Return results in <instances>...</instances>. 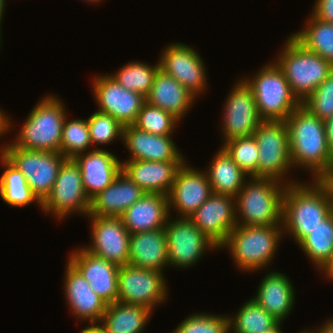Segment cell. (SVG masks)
<instances>
[{"label":"cell","instance_id":"cell-21","mask_svg":"<svg viewBox=\"0 0 333 333\" xmlns=\"http://www.w3.org/2000/svg\"><path fill=\"white\" fill-rule=\"evenodd\" d=\"M80 167L82 184L91 200L108 187L122 171V162L108 150L94 148L74 158Z\"/></svg>","mask_w":333,"mask_h":333},{"label":"cell","instance_id":"cell-36","mask_svg":"<svg viewBox=\"0 0 333 333\" xmlns=\"http://www.w3.org/2000/svg\"><path fill=\"white\" fill-rule=\"evenodd\" d=\"M92 147L87 119L68 120L62 128L60 153L65 158H74L77 154L87 152Z\"/></svg>","mask_w":333,"mask_h":333},{"label":"cell","instance_id":"cell-4","mask_svg":"<svg viewBox=\"0 0 333 333\" xmlns=\"http://www.w3.org/2000/svg\"><path fill=\"white\" fill-rule=\"evenodd\" d=\"M283 234L282 225H236L219 250L225 247L230 251L239 271L253 273L270 265Z\"/></svg>","mask_w":333,"mask_h":333},{"label":"cell","instance_id":"cell-29","mask_svg":"<svg viewBox=\"0 0 333 333\" xmlns=\"http://www.w3.org/2000/svg\"><path fill=\"white\" fill-rule=\"evenodd\" d=\"M152 313L146 307L116 301L107 304L98 326L104 333H142Z\"/></svg>","mask_w":333,"mask_h":333},{"label":"cell","instance_id":"cell-52","mask_svg":"<svg viewBox=\"0 0 333 333\" xmlns=\"http://www.w3.org/2000/svg\"><path fill=\"white\" fill-rule=\"evenodd\" d=\"M299 333H310V332L308 329L307 330L305 329L304 331L302 330V332L300 331Z\"/></svg>","mask_w":333,"mask_h":333},{"label":"cell","instance_id":"cell-14","mask_svg":"<svg viewBox=\"0 0 333 333\" xmlns=\"http://www.w3.org/2000/svg\"><path fill=\"white\" fill-rule=\"evenodd\" d=\"M166 46L160 55V69L198 98L208 84L203 59L194 48L184 43L174 42Z\"/></svg>","mask_w":333,"mask_h":333},{"label":"cell","instance_id":"cell-1","mask_svg":"<svg viewBox=\"0 0 333 333\" xmlns=\"http://www.w3.org/2000/svg\"><path fill=\"white\" fill-rule=\"evenodd\" d=\"M293 169L303 168L314 178L333 165L326 143L324 122L300 105L285 120Z\"/></svg>","mask_w":333,"mask_h":333},{"label":"cell","instance_id":"cell-38","mask_svg":"<svg viewBox=\"0 0 333 333\" xmlns=\"http://www.w3.org/2000/svg\"><path fill=\"white\" fill-rule=\"evenodd\" d=\"M178 123L172 114L145 101L133 125L155 135H172Z\"/></svg>","mask_w":333,"mask_h":333},{"label":"cell","instance_id":"cell-25","mask_svg":"<svg viewBox=\"0 0 333 333\" xmlns=\"http://www.w3.org/2000/svg\"><path fill=\"white\" fill-rule=\"evenodd\" d=\"M144 194L122 170L108 187L91 199L87 216L120 217Z\"/></svg>","mask_w":333,"mask_h":333},{"label":"cell","instance_id":"cell-40","mask_svg":"<svg viewBox=\"0 0 333 333\" xmlns=\"http://www.w3.org/2000/svg\"><path fill=\"white\" fill-rule=\"evenodd\" d=\"M227 315L194 313L177 326L172 333H229Z\"/></svg>","mask_w":333,"mask_h":333},{"label":"cell","instance_id":"cell-31","mask_svg":"<svg viewBox=\"0 0 333 333\" xmlns=\"http://www.w3.org/2000/svg\"><path fill=\"white\" fill-rule=\"evenodd\" d=\"M1 166L5 169L0 177V197L3 202L11 207H24L37 203L42 208V203L30 189L26 178L2 154Z\"/></svg>","mask_w":333,"mask_h":333},{"label":"cell","instance_id":"cell-51","mask_svg":"<svg viewBox=\"0 0 333 333\" xmlns=\"http://www.w3.org/2000/svg\"><path fill=\"white\" fill-rule=\"evenodd\" d=\"M83 1H85V0H83ZM86 1H88V3H90V4H91V2L92 3H99V2H101V0H86Z\"/></svg>","mask_w":333,"mask_h":333},{"label":"cell","instance_id":"cell-8","mask_svg":"<svg viewBox=\"0 0 333 333\" xmlns=\"http://www.w3.org/2000/svg\"><path fill=\"white\" fill-rule=\"evenodd\" d=\"M1 154L21 171L41 203L50 195L61 164L67 159L60 152L26 150L11 142L0 147Z\"/></svg>","mask_w":333,"mask_h":333},{"label":"cell","instance_id":"cell-11","mask_svg":"<svg viewBox=\"0 0 333 333\" xmlns=\"http://www.w3.org/2000/svg\"><path fill=\"white\" fill-rule=\"evenodd\" d=\"M164 277L162 272L155 270L130 264L120 266L117 301L143 306L153 312L154 308L168 299L167 281Z\"/></svg>","mask_w":333,"mask_h":333},{"label":"cell","instance_id":"cell-15","mask_svg":"<svg viewBox=\"0 0 333 333\" xmlns=\"http://www.w3.org/2000/svg\"><path fill=\"white\" fill-rule=\"evenodd\" d=\"M93 96L98 111L111 115L121 125H133L146 98L141 94L128 91L109 74L98 75L92 82Z\"/></svg>","mask_w":333,"mask_h":333},{"label":"cell","instance_id":"cell-41","mask_svg":"<svg viewBox=\"0 0 333 333\" xmlns=\"http://www.w3.org/2000/svg\"><path fill=\"white\" fill-rule=\"evenodd\" d=\"M301 105L322 120L333 115V72Z\"/></svg>","mask_w":333,"mask_h":333},{"label":"cell","instance_id":"cell-5","mask_svg":"<svg viewBox=\"0 0 333 333\" xmlns=\"http://www.w3.org/2000/svg\"><path fill=\"white\" fill-rule=\"evenodd\" d=\"M65 109L57 95H46L30 111L12 144L26 150L60 152Z\"/></svg>","mask_w":333,"mask_h":333},{"label":"cell","instance_id":"cell-35","mask_svg":"<svg viewBox=\"0 0 333 333\" xmlns=\"http://www.w3.org/2000/svg\"><path fill=\"white\" fill-rule=\"evenodd\" d=\"M159 68V61L154 66L141 61L128 62L110 76L128 91L137 92L146 98Z\"/></svg>","mask_w":333,"mask_h":333},{"label":"cell","instance_id":"cell-50","mask_svg":"<svg viewBox=\"0 0 333 333\" xmlns=\"http://www.w3.org/2000/svg\"><path fill=\"white\" fill-rule=\"evenodd\" d=\"M281 326L282 322H278L273 328L263 331L262 333H283V331H281Z\"/></svg>","mask_w":333,"mask_h":333},{"label":"cell","instance_id":"cell-48","mask_svg":"<svg viewBox=\"0 0 333 333\" xmlns=\"http://www.w3.org/2000/svg\"><path fill=\"white\" fill-rule=\"evenodd\" d=\"M79 333H104L98 325H87L86 328L82 329Z\"/></svg>","mask_w":333,"mask_h":333},{"label":"cell","instance_id":"cell-22","mask_svg":"<svg viewBox=\"0 0 333 333\" xmlns=\"http://www.w3.org/2000/svg\"><path fill=\"white\" fill-rule=\"evenodd\" d=\"M171 135H155L134 125L123 127L122 141L130 156L125 161L184 160Z\"/></svg>","mask_w":333,"mask_h":333},{"label":"cell","instance_id":"cell-27","mask_svg":"<svg viewBox=\"0 0 333 333\" xmlns=\"http://www.w3.org/2000/svg\"><path fill=\"white\" fill-rule=\"evenodd\" d=\"M254 301L279 322H284L295 304V289L290 279L275 270L265 274Z\"/></svg>","mask_w":333,"mask_h":333},{"label":"cell","instance_id":"cell-3","mask_svg":"<svg viewBox=\"0 0 333 333\" xmlns=\"http://www.w3.org/2000/svg\"><path fill=\"white\" fill-rule=\"evenodd\" d=\"M284 184L272 178L248 177L235 197L236 224L282 225Z\"/></svg>","mask_w":333,"mask_h":333},{"label":"cell","instance_id":"cell-34","mask_svg":"<svg viewBox=\"0 0 333 333\" xmlns=\"http://www.w3.org/2000/svg\"><path fill=\"white\" fill-rule=\"evenodd\" d=\"M228 320L229 331L234 333H262L279 322L253 298L244 302L234 317L228 315Z\"/></svg>","mask_w":333,"mask_h":333},{"label":"cell","instance_id":"cell-33","mask_svg":"<svg viewBox=\"0 0 333 333\" xmlns=\"http://www.w3.org/2000/svg\"><path fill=\"white\" fill-rule=\"evenodd\" d=\"M320 271L333 256V212L298 244Z\"/></svg>","mask_w":333,"mask_h":333},{"label":"cell","instance_id":"cell-28","mask_svg":"<svg viewBox=\"0 0 333 333\" xmlns=\"http://www.w3.org/2000/svg\"><path fill=\"white\" fill-rule=\"evenodd\" d=\"M195 97L187 88L159 68L146 101L181 121L180 119L188 113V110L190 111L194 101L197 100Z\"/></svg>","mask_w":333,"mask_h":333},{"label":"cell","instance_id":"cell-24","mask_svg":"<svg viewBox=\"0 0 333 333\" xmlns=\"http://www.w3.org/2000/svg\"><path fill=\"white\" fill-rule=\"evenodd\" d=\"M168 196L145 193L120 216L130 234L162 229L170 217Z\"/></svg>","mask_w":333,"mask_h":333},{"label":"cell","instance_id":"cell-20","mask_svg":"<svg viewBox=\"0 0 333 333\" xmlns=\"http://www.w3.org/2000/svg\"><path fill=\"white\" fill-rule=\"evenodd\" d=\"M65 268L63 290L70 312L76 319L86 321L90 325H98L107 303L95 293L90 283L69 261Z\"/></svg>","mask_w":333,"mask_h":333},{"label":"cell","instance_id":"cell-43","mask_svg":"<svg viewBox=\"0 0 333 333\" xmlns=\"http://www.w3.org/2000/svg\"><path fill=\"white\" fill-rule=\"evenodd\" d=\"M312 10L316 18L333 23V0H315Z\"/></svg>","mask_w":333,"mask_h":333},{"label":"cell","instance_id":"cell-23","mask_svg":"<svg viewBox=\"0 0 333 333\" xmlns=\"http://www.w3.org/2000/svg\"><path fill=\"white\" fill-rule=\"evenodd\" d=\"M185 160L124 161L122 170L145 193H170L176 172Z\"/></svg>","mask_w":333,"mask_h":333},{"label":"cell","instance_id":"cell-13","mask_svg":"<svg viewBox=\"0 0 333 333\" xmlns=\"http://www.w3.org/2000/svg\"><path fill=\"white\" fill-rule=\"evenodd\" d=\"M226 98L222 118L224 141L253 136L258 125L263 121L258 114L252 90L242 80H238Z\"/></svg>","mask_w":333,"mask_h":333},{"label":"cell","instance_id":"cell-46","mask_svg":"<svg viewBox=\"0 0 333 333\" xmlns=\"http://www.w3.org/2000/svg\"><path fill=\"white\" fill-rule=\"evenodd\" d=\"M325 323V324H324ZM321 327H318L313 330H309L310 333H333V318L328 319L324 322Z\"/></svg>","mask_w":333,"mask_h":333},{"label":"cell","instance_id":"cell-18","mask_svg":"<svg viewBox=\"0 0 333 333\" xmlns=\"http://www.w3.org/2000/svg\"><path fill=\"white\" fill-rule=\"evenodd\" d=\"M189 218L220 248L237 225L235 197L212 193Z\"/></svg>","mask_w":333,"mask_h":333},{"label":"cell","instance_id":"cell-2","mask_svg":"<svg viewBox=\"0 0 333 333\" xmlns=\"http://www.w3.org/2000/svg\"><path fill=\"white\" fill-rule=\"evenodd\" d=\"M333 209L324 192L312 180L310 184H288L283 195V233L299 244Z\"/></svg>","mask_w":333,"mask_h":333},{"label":"cell","instance_id":"cell-10","mask_svg":"<svg viewBox=\"0 0 333 333\" xmlns=\"http://www.w3.org/2000/svg\"><path fill=\"white\" fill-rule=\"evenodd\" d=\"M91 200L86 195L80 167L73 158H67L60 167L50 195L42 203V212L63 220L73 213L89 214Z\"/></svg>","mask_w":333,"mask_h":333},{"label":"cell","instance_id":"cell-9","mask_svg":"<svg viewBox=\"0 0 333 333\" xmlns=\"http://www.w3.org/2000/svg\"><path fill=\"white\" fill-rule=\"evenodd\" d=\"M253 136L259 150L258 177L285 181L284 183L287 185L298 182L288 181L285 177L293 168L286 122L263 120L254 131Z\"/></svg>","mask_w":333,"mask_h":333},{"label":"cell","instance_id":"cell-16","mask_svg":"<svg viewBox=\"0 0 333 333\" xmlns=\"http://www.w3.org/2000/svg\"><path fill=\"white\" fill-rule=\"evenodd\" d=\"M91 221V245L84 248L106 261L124 266L129 261L130 233L120 217L87 216Z\"/></svg>","mask_w":333,"mask_h":333},{"label":"cell","instance_id":"cell-19","mask_svg":"<svg viewBox=\"0 0 333 333\" xmlns=\"http://www.w3.org/2000/svg\"><path fill=\"white\" fill-rule=\"evenodd\" d=\"M68 257L67 261L81 272L99 297L107 304L117 301L120 266L94 255L84 247L76 249Z\"/></svg>","mask_w":333,"mask_h":333},{"label":"cell","instance_id":"cell-17","mask_svg":"<svg viewBox=\"0 0 333 333\" xmlns=\"http://www.w3.org/2000/svg\"><path fill=\"white\" fill-rule=\"evenodd\" d=\"M186 162L176 172L168 201L170 213L175 209L177 217L189 218L213 192L205 169H194Z\"/></svg>","mask_w":333,"mask_h":333},{"label":"cell","instance_id":"cell-37","mask_svg":"<svg viewBox=\"0 0 333 333\" xmlns=\"http://www.w3.org/2000/svg\"><path fill=\"white\" fill-rule=\"evenodd\" d=\"M221 146L248 177H258L259 150L254 136L235 138Z\"/></svg>","mask_w":333,"mask_h":333},{"label":"cell","instance_id":"cell-44","mask_svg":"<svg viewBox=\"0 0 333 333\" xmlns=\"http://www.w3.org/2000/svg\"><path fill=\"white\" fill-rule=\"evenodd\" d=\"M323 122L325 128L327 148L331 156L333 157V115L323 120Z\"/></svg>","mask_w":333,"mask_h":333},{"label":"cell","instance_id":"cell-32","mask_svg":"<svg viewBox=\"0 0 333 333\" xmlns=\"http://www.w3.org/2000/svg\"><path fill=\"white\" fill-rule=\"evenodd\" d=\"M305 26L291 35L307 50L333 65V23L322 21L311 13Z\"/></svg>","mask_w":333,"mask_h":333},{"label":"cell","instance_id":"cell-6","mask_svg":"<svg viewBox=\"0 0 333 333\" xmlns=\"http://www.w3.org/2000/svg\"><path fill=\"white\" fill-rule=\"evenodd\" d=\"M282 48L274 61L302 103L333 72V65L319 54L307 50L292 35Z\"/></svg>","mask_w":333,"mask_h":333},{"label":"cell","instance_id":"cell-30","mask_svg":"<svg viewBox=\"0 0 333 333\" xmlns=\"http://www.w3.org/2000/svg\"><path fill=\"white\" fill-rule=\"evenodd\" d=\"M209 164L205 171L212 192L236 197L248 179V175L241 170L222 147L219 148Z\"/></svg>","mask_w":333,"mask_h":333},{"label":"cell","instance_id":"cell-7","mask_svg":"<svg viewBox=\"0 0 333 333\" xmlns=\"http://www.w3.org/2000/svg\"><path fill=\"white\" fill-rule=\"evenodd\" d=\"M253 77H242L255 97L262 120L285 121L301 105L293 94L282 69L272 62L262 66Z\"/></svg>","mask_w":333,"mask_h":333},{"label":"cell","instance_id":"cell-26","mask_svg":"<svg viewBox=\"0 0 333 333\" xmlns=\"http://www.w3.org/2000/svg\"><path fill=\"white\" fill-rule=\"evenodd\" d=\"M128 264L163 273L169 267L165 228L130 234Z\"/></svg>","mask_w":333,"mask_h":333},{"label":"cell","instance_id":"cell-49","mask_svg":"<svg viewBox=\"0 0 333 333\" xmlns=\"http://www.w3.org/2000/svg\"><path fill=\"white\" fill-rule=\"evenodd\" d=\"M5 3H6V0H0V44H2L1 42V23H2V20H3V13L5 11ZM1 46V45H0Z\"/></svg>","mask_w":333,"mask_h":333},{"label":"cell","instance_id":"cell-47","mask_svg":"<svg viewBox=\"0 0 333 333\" xmlns=\"http://www.w3.org/2000/svg\"><path fill=\"white\" fill-rule=\"evenodd\" d=\"M328 279L333 281V256L329 263L321 270Z\"/></svg>","mask_w":333,"mask_h":333},{"label":"cell","instance_id":"cell-42","mask_svg":"<svg viewBox=\"0 0 333 333\" xmlns=\"http://www.w3.org/2000/svg\"><path fill=\"white\" fill-rule=\"evenodd\" d=\"M312 180L324 192L333 209V165L319 172Z\"/></svg>","mask_w":333,"mask_h":333},{"label":"cell","instance_id":"cell-39","mask_svg":"<svg viewBox=\"0 0 333 333\" xmlns=\"http://www.w3.org/2000/svg\"><path fill=\"white\" fill-rule=\"evenodd\" d=\"M87 124L92 147L113 143L115 139L122 141L124 126L107 113L96 110L87 119Z\"/></svg>","mask_w":333,"mask_h":333},{"label":"cell","instance_id":"cell-45","mask_svg":"<svg viewBox=\"0 0 333 333\" xmlns=\"http://www.w3.org/2000/svg\"><path fill=\"white\" fill-rule=\"evenodd\" d=\"M6 112L4 113L0 109V136H4L5 133H7L9 130L12 129V122L10 120V116L5 115ZM11 128V129H10Z\"/></svg>","mask_w":333,"mask_h":333},{"label":"cell","instance_id":"cell-12","mask_svg":"<svg viewBox=\"0 0 333 333\" xmlns=\"http://www.w3.org/2000/svg\"><path fill=\"white\" fill-rule=\"evenodd\" d=\"M172 217L170 215L164 227L167 235L169 267L172 265L189 268L198 263L207 250L219 249L190 218Z\"/></svg>","mask_w":333,"mask_h":333}]
</instances>
